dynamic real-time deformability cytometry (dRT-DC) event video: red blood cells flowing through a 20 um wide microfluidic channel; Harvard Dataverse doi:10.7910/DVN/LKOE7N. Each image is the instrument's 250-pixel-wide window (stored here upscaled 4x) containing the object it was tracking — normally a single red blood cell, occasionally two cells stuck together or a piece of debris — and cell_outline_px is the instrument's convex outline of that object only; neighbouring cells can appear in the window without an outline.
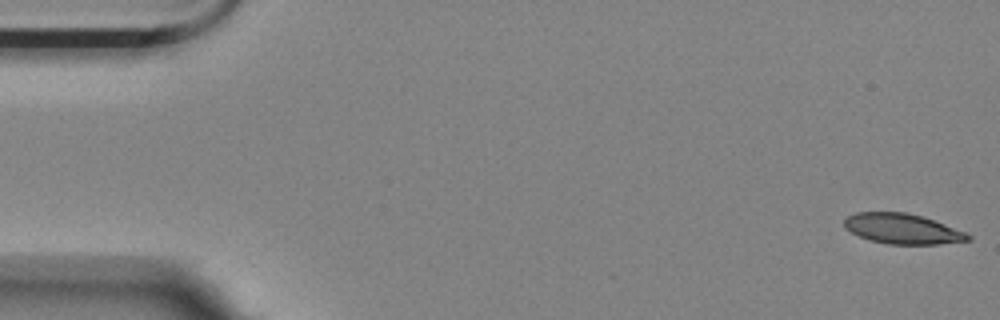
{"species": "Egyptian fruit bat (a non-hibernating species)", "species_latin": "Rousettus aegyptiacus", "temperature_condition": "room temperature", "stored_images_in_passage": 14, "camera_frame_rate_fps": 3000, "um_per_image_px": 0.085, "animal": {"sex": "female"}, "frame": {"image": 1, "passage_image": 1, "time_ms": 0.0, "image_size_px": [1000, 320], "cell_outline_px": [[972, 240], [940, 244], [888, 244], [872, 240], [860, 236], [844, 228], [844, 220], [848, 216], [856, 212], [904, 212], [920, 216], [944, 224], [964, 232], [972, 236]], "centroid_in_image_um": [76.7, 19.45], "position_along_channel_um": 8.3, "area_um2": 21.5}}
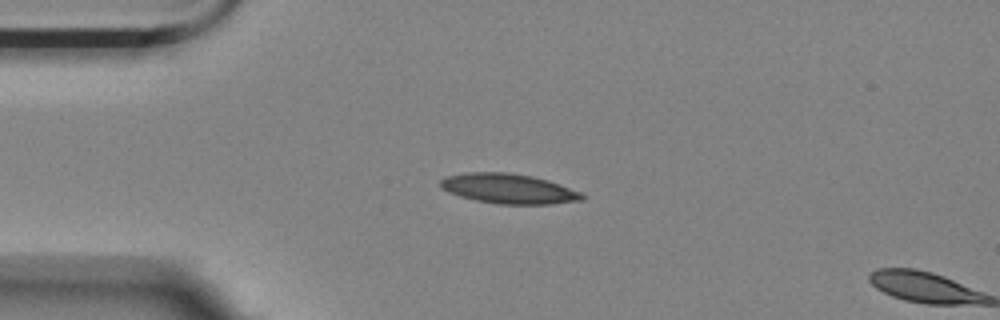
{"frame": {"image": 2, "passage_image": 13, "time_ms": 4.0, "image_size_px": [1000, 320], "cell_outline_px": [[584, 200], [552, 204], [496, 204], [476, 200], [460, 196], [448, 192], [440, 184], [440, 180], [444, 176], [464, 172], [508, 172], [532, 176], [548, 180], [580, 192], [584, 196]], "centroid_in_image_um": [43.21, 16.03], "position_along_channel_um": 41.8, "area_um2": 24.68}}